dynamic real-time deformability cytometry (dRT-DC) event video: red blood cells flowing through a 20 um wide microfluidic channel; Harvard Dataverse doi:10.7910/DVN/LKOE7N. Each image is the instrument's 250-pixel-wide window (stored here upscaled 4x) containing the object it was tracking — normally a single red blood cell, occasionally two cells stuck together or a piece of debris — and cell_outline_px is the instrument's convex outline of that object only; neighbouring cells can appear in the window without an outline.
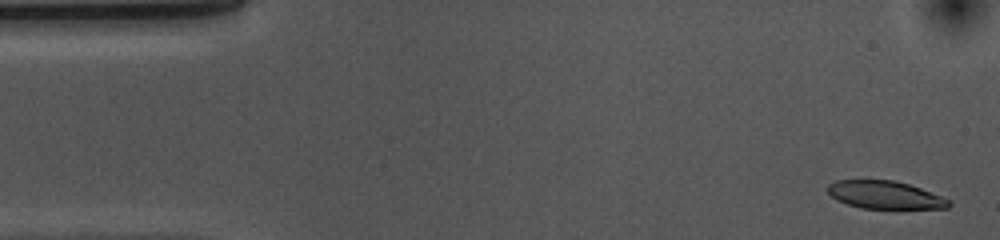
{"species": "common noctule bat (a hibernating species)", "species_latin": "Nyctalus noctula", "temperature_condition": "cold", "stored_images_in_passage": 44, "camera_frame_rate_fps": 3000, "um_per_image_px": 0.085, "animal": {"sex": "female", "body_mass_g": 10.0, "forearm_length_mm": 53.1}, "frame": {"image": 1, "passage_image": 2, "time_ms": 0.333, "image_size_px": [1000, 240], "cell_outline_px": [[952, 204], [948, 208], [860, 208], [836, 200], [828, 192], [828, 184], [836, 180], [892, 180], [908, 184], [920, 188], [952, 200]], "centroid_in_image_um": [75.23, 16.57], "position_along_channel_um": 9.8, "area_um2": 19.54}}
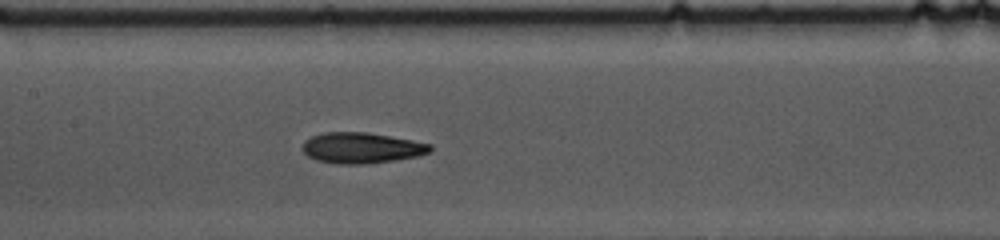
{"frame": {"image": 2, "passage_image": 24, "time_ms": 7.667, "image_size_px": [1000, 240], "cell_outline_px": [[432, 152], [416, 156], [396, 160], [364, 164], [336, 164], [316, 160], [308, 156], [300, 148], [304, 140], [312, 136], [324, 132], [368, 132], [412, 140], [432, 144]], "centroid_in_image_um": [30.71, 12.57], "position_along_channel_um": 176.7, "area_um2": 23.12}}
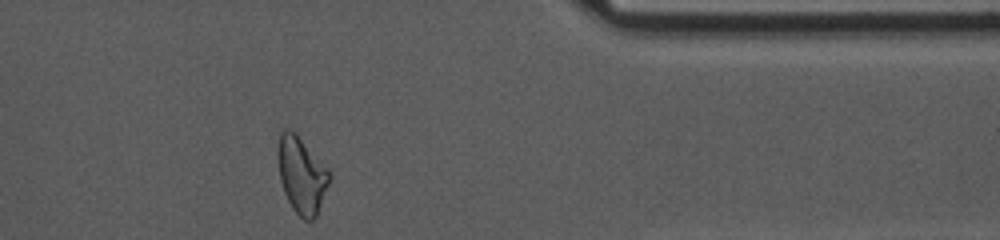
{"frame": {"image": 3, "passage_image": 43, "time_ms": 14.0, "image_size_px": [1000, 240], "cell_outline_px": [[332, 176], [316, 216], [312, 220], [304, 220], [292, 208], [284, 192], [280, 180], [276, 152], [280, 132], [284, 128], [288, 128], [296, 132], [328, 168]], "centroid_in_image_um": [25.62, 14.83], "position_along_channel_um": 385.8, "area_um2": 23.24}, "authors_computed_cell_mechanics": {"area_um2": 21.9929, "velocity_mm_per_s": 3.6589, "shape_relaxation_time_tau1_ms": 3.1648, "shape_relaxation_time_tau2_ms": 3.3182, "deformation_change_tau1": 0.1504, "deformation_change_tau2": 0.1205}}